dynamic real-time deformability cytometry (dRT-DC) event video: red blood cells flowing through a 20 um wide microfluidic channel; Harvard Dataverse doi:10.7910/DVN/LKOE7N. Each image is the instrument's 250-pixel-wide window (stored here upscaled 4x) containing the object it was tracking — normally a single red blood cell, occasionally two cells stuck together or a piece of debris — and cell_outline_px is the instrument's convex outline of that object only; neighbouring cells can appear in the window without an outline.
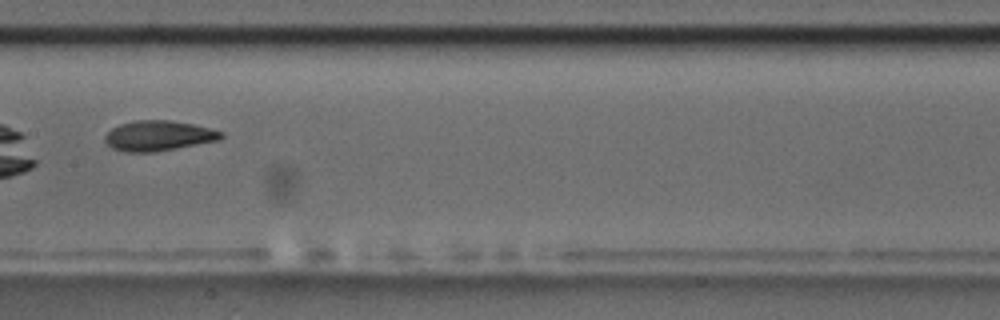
{"species": "common noctule bat (a hibernating species)", "species_latin": "Nyctalus noctula", "temperature_condition": "room temperature", "stored_images_in_passage": 9, "camera_frame_rate_fps": 3000, "um_per_image_px": 0.085, "animal": {"sex": "male", "body_mass_g": 17.5, "forearm_length_mm": 52.3}, "frame": {"image": 1, "passage_image": 8, "time_ms": 9.0, "image_size_px": [1000, 320], "cell_outline_px": [[224, 136], [220, 140], [176, 148], [152, 152], [124, 152], [112, 148], [104, 140], [104, 136], [112, 128], [120, 124], [136, 120], [168, 120], [192, 124], [224, 132]], "centroid_in_image_um": [13.46, 11.54], "position_along_channel_um": 193.9, "area_um2": 20.35}}
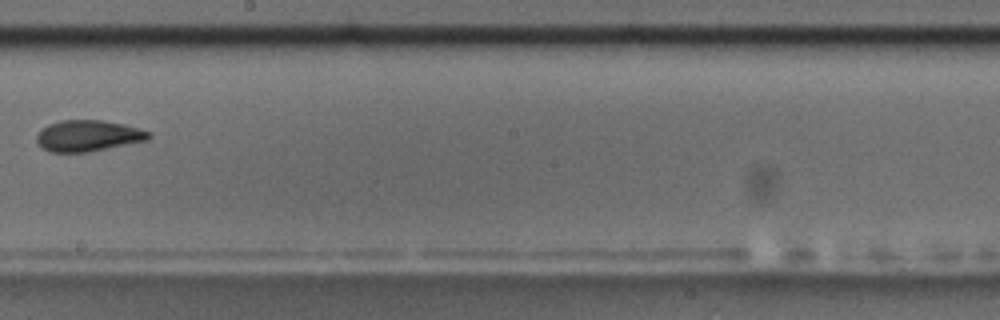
{"frame": {"image": 2, "passage_image": 9, "time_ms": 10.333, "image_size_px": [1000, 320], "cell_outline_px": [[152, 136], [148, 140], [88, 152], [52, 152], [44, 148], [36, 140], [36, 136], [48, 124], [60, 120], [104, 120], [124, 124], [152, 132]], "centroid_in_image_um": [7.53, 11.53], "position_along_channel_um": 240.7, "area_um2": 20.29}}